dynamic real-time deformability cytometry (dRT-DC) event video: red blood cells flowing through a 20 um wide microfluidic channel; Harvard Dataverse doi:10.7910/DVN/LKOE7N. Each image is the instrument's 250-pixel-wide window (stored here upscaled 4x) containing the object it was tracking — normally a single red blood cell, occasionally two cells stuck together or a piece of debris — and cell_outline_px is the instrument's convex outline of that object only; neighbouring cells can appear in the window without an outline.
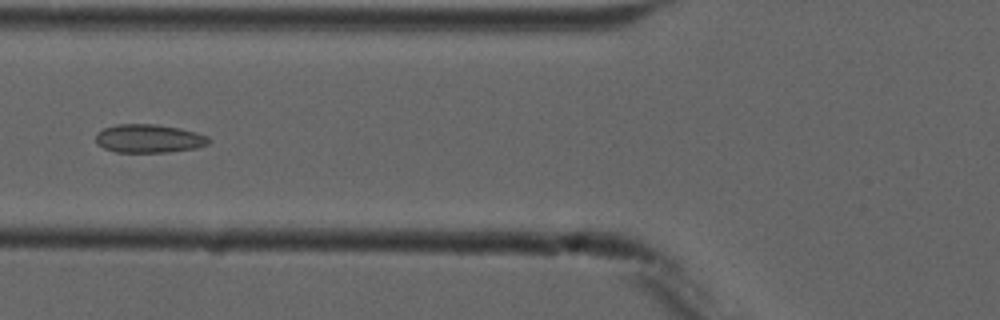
{"species": "common noctule bat (a hibernating species)", "species_latin": "Nyctalus noctula", "temperature_condition": "cold", "stored_images_in_passage": 8, "camera_frame_rate_fps": 3000, "um_per_image_px": 0.085, "animal": {"sex": "male", "forearm_length_mm": 52.5}, "frame": {"image": 1, "passage_image": 6, "time_ms": 5.667, "image_size_px": [1000, 320], "cell_outline_px": [[212, 140], [208, 144], [196, 148], [168, 152], [116, 152], [104, 148], [96, 144], [96, 132], [104, 128], [116, 124], [156, 124], [180, 128], [196, 132], [208, 136]], "centroid_in_image_um": [12.66, 11.77], "position_along_channel_um": 113.1, "area_um2": 18.9}}
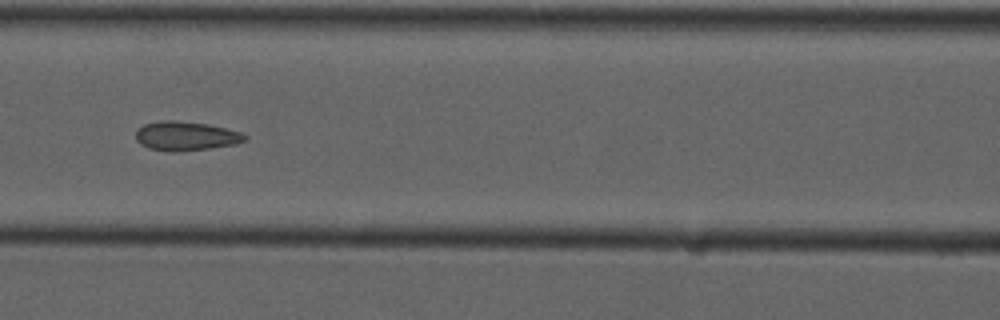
{"frame": {"image": 2, "passage_image": 7, "time_ms": 6.667, "image_size_px": [1000, 320], "cell_outline_px": [[248, 136], [244, 140], [236, 144], [180, 152], [172, 152], [148, 148], [140, 144], [136, 140], [136, 132], [144, 124], [164, 120], [172, 120], [204, 124], [224, 128], [240, 132]], "centroid_in_image_um": [15.76, 11.58], "position_along_channel_um": 150.8, "area_um2": 18.26}}
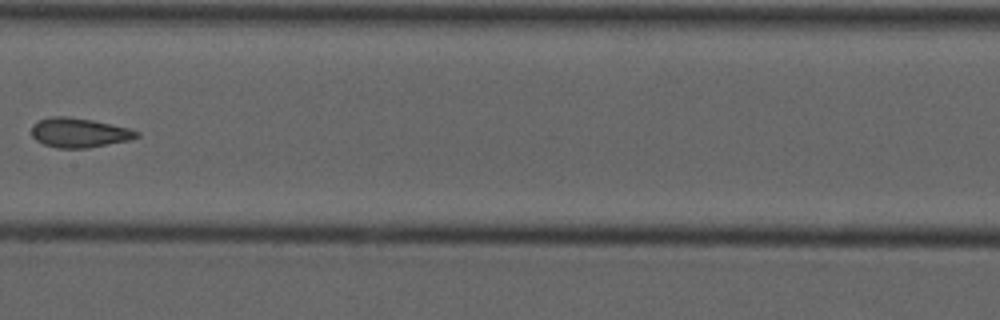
{"frame": {"image": 3, "passage_image": 8, "time_ms": 8.0, "image_size_px": [1000, 320], "cell_outline_px": [[140, 136], [132, 140], [88, 148], [56, 148], [44, 144], [36, 140], [32, 136], [32, 124], [40, 120], [52, 116], [68, 116], [92, 120], [112, 124], [128, 128], [140, 132]], "centroid_in_image_um": [6.75, 11.28], "position_along_channel_um": 200.6, "area_um2": 18.21}}